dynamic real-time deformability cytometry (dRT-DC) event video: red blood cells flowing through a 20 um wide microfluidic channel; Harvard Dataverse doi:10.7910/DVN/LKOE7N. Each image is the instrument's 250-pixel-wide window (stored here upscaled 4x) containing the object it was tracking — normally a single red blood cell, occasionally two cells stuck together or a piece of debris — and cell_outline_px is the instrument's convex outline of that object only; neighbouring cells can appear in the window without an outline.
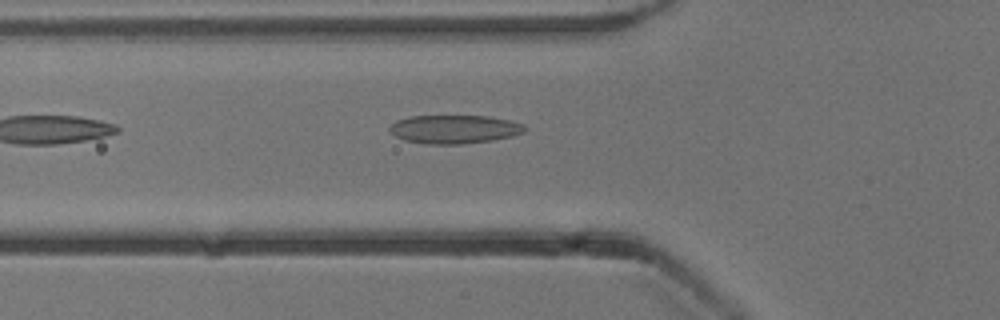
{"species": "common noctule bat (a hibernating species)", "species_latin": "Nyctalus noctula", "temperature_condition": "cold", "stored_images_in_passage": 18, "camera_frame_rate_fps": 3000, "um_per_image_px": 0.085, "animal": {"sex": "male", "body_mass_g": 13.3}, "frame": {"image": 1, "passage_image": 2, "time_ms": 0.333, "image_size_px": [1000, 320], "cell_outline_px": [[528, 128], [524, 132], [512, 136], [492, 140], [460, 144], [424, 144], [404, 140], [396, 136], [388, 128], [396, 120], [408, 116], [488, 116], [508, 120], [524, 124]], "centroid_in_image_um": [38.62, 10.98], "position_along_channel_um": 87.2, "area_um2": 22.48}}
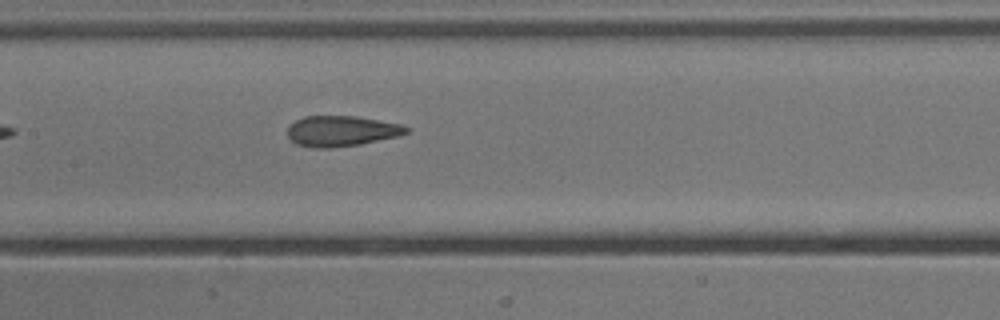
{"frame": {"image": 2, "passage_image": 9, "time_ms": 2.667, "image_size_px": [1000, 320], "cell_outline_px": [[408, 132], [396, 136], [360, 144], [332, 148], [316, 148], [296, 144], [288, 136], [288, 128], [296, 120], [304, 116], [356, 116], [400, 124], [408, 128]], "centroid_in_image_um": [28.99, 11.14], "position_along_channel_um": 178.4, "area_um2": 20.87}}
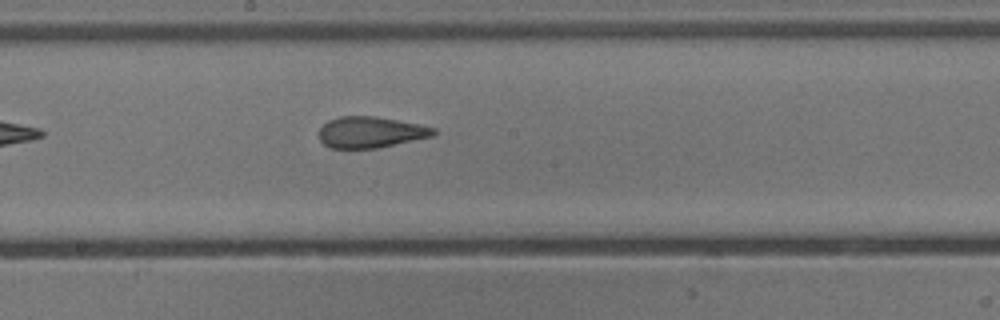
{"frame": {"image": 3, "passage_image": 12, "time_ms": 3.667, "image_size_px": [1000, 320], "cell_outline_px": [[436, 132], [432, 136], [376, 148], [328, 148], [320, 140], [320, 128], [328, 120], [340, 116], [372, 116], [396, 120], [436, 128]], "centroid_in_image_um": [31.46, 11.24], "position_along_channel_um": 216.7, "area_um2": 20.46}}